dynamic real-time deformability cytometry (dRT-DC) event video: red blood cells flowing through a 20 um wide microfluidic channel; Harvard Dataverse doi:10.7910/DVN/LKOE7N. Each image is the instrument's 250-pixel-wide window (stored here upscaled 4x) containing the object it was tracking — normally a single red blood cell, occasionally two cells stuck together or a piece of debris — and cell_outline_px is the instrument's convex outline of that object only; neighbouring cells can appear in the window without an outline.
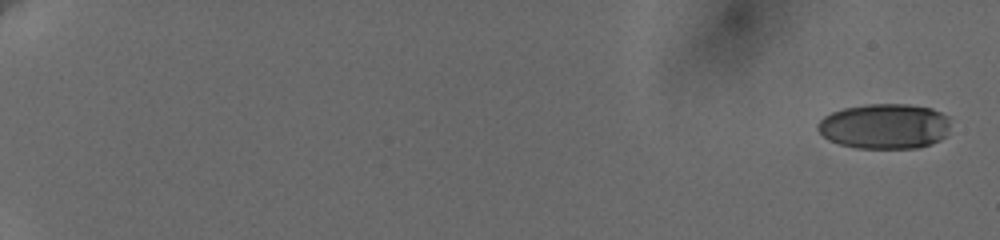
{"species": "human", "species_latin": "Homo sapiens", "temperature_condition": "cold", "stored_images_in_passage": 8, "camera_frame_rate_fps": 3000, "um_per_image_px": 0.085, "donor": {"sex": "female"}, "frame": {"image": 1, "passage_image": 1, "time_ms": 0.0, "image_size_px": [1000, 240], "cell_outline_px": [[948, 128], [944, 136], [940, 140], [916, 148], [856, 148], [840, 144], [824, 136], [816, 128], [816, 124], [824, 116], [832, 112], [844, 108], [868, 104], [908, 104], [932, 108], [948, 116]], "centroid_in_image_um": [75.18, 10.72], "position_along_channel_um": 9.8, "area_um2": 34.8}}
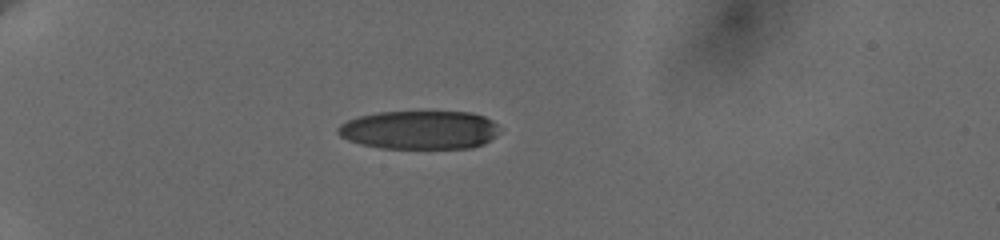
{"frame": {"image": 2, "passage_image": 6, "time_ms": 6.0, "image_size_px": [1000, 240], "cell_outline_px": [[496, 136], [484, 144], [472, 148], [380, 148], [360, 144], [348, 140], [340, 136], [336, 132], [336, 128], [340, 124], [348, 120], [360, 116], [380, 112], [472, 112], [484, 116], [492, 120], [496, 124]], "centroid_in_image_um": [35.64, 11.05], "position_along_channel_um": 49.4, "area_um2": 36.36}}
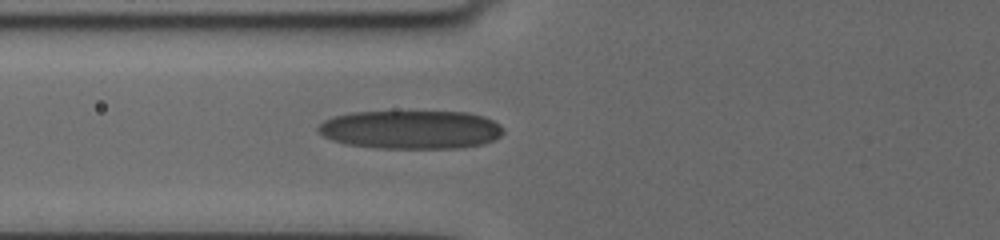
{"frame": {"image": 3, "passage_image": 8, "time_ms": 8.333, "image_size_px": [1000, 240], "cell_outline_px": [[504, 132], [500, 136], [484, 144], [456, 148], [376, 148], [348, 144], [332, 140], [324, 136], [316, 128], [324, 120], [336, 116], [352, 112], [468, 112], [484, 116], [500, 124]], "centroid_in_image_um": [34.94, 11.02], "position_along_channel_um": 90.9, "area_um2": 41.5}}